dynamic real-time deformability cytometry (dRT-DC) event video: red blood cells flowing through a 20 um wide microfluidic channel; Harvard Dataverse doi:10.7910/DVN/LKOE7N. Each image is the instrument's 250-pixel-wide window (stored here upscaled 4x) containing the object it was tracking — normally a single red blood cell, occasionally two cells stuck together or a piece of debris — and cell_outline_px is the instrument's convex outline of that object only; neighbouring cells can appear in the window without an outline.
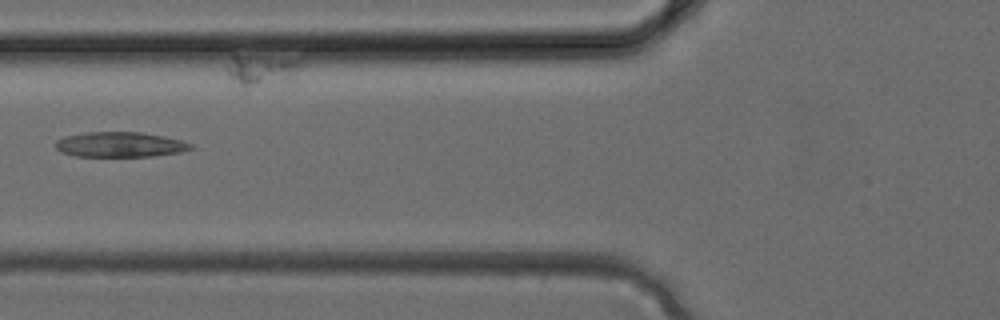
{"species": "common noctule bat (a hibernating species)", "species_latin": "Nyctalus noctula", "temperature_condition": "cold", "stored_images_in_passage": 7, "camera_frame_rate_fps": 3000, "um_per_image_px": 0.085, "animal": {"sex": "female", "body_mass_g": 24.6, "forearm_length_mm": 56.2}, "frame": {"image": 1, "passage_image": 3, "time_ms": 0.667, "image_size_px": [1000, 320], "cell_outline_px": [[196, 148], [180, 152], [156, 156], [76, 156], [60, 152], [56, 148], [56, 140], [64, 136], [88, 132], [140, 132], [164, 136], [180, 140], [192, 144]], "centroid_in_image_um": [10.22, 12.29], "position_along_channel_um": 115.6, "area_um2": 19.83}}